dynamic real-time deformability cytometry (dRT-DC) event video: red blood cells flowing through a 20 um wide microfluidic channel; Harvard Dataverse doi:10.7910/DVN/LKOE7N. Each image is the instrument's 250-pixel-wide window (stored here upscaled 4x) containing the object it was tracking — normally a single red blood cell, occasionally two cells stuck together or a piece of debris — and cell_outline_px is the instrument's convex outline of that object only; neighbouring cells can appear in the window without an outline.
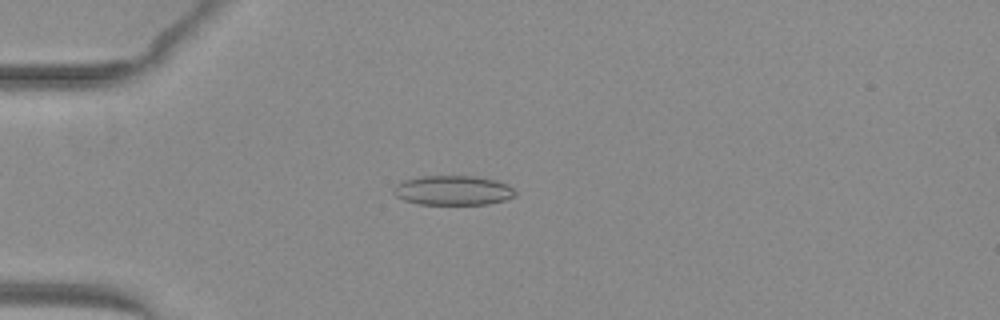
{"species": "common noctule bat (a hibernating species)", "species_latin": "Nyctalus noctula", "temperature_condition": "warm", "stored_images_in_passage": 50, "camera_frame_rate_fps": 3000, "um_per_image_px": 0.085, "animal": {"sex": "female", "body_mass_g": 29.2, "forearm_length_mm": 56.3}, "frame": {"image": 1, "passage_image": 13, "time_ms": 4.0, "image_size_px": [1000, 320], "cell_outline_px": [[516, 196], [504, 200], [488, 204], [420, 204], [404, 200], [396, 196], [392, 192], [392, 188], [396, 184], [404, 180], [424, 176], [476, 176], [496, 180], [508, 184], [516, 192]], "centroid_in_image_um": [38.51, 16.18], "position_along_channel_um": 46.5, "area_um2": 21.04}}
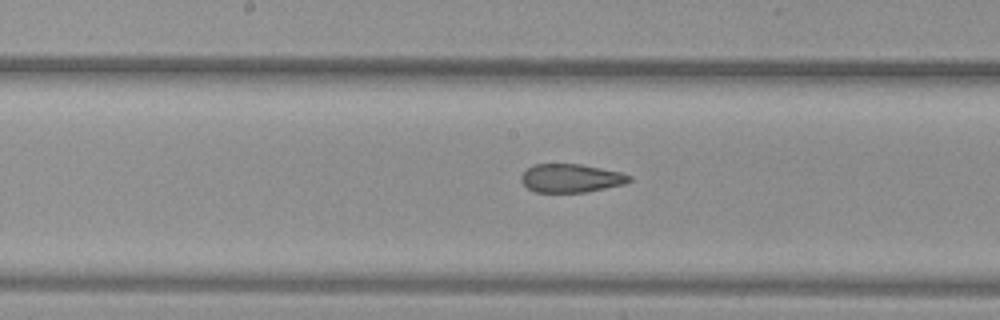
{"frame": {"image": 2, "passage_image": 26, "time_ms": 8.333, "image_size_px": [1000, 320], "cell_outline_px": [[632, 180], [624, 184], [584, 192], [536, 192], [528, 188], [520, 180], [520, 176], [532, 164], [580, 164], [620, 172], [632, 176]], "centroid_in_image_um": [48.52, 15.14], "position_along_channel_um": 199.7, "area_um2": 17.8}}
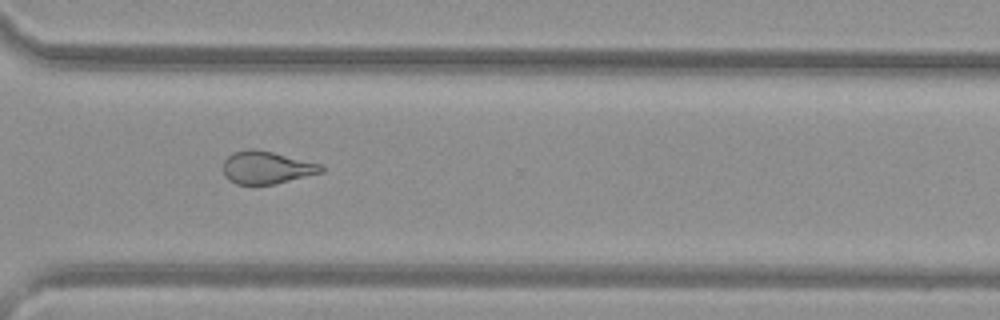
{"frame": {"image": 3, "passage_image": 37, "time_ms": 12.0, "image_size_px": [1000, 320], "cell_outline_px": [[324, 172], [276, 184], [236, 184], [228, 180], [224, 176], [224, 160], [232, 152], [248, 148], [256, 148], [320, 164], [324, 168]], "centroid_in_image_um": [22.64, 14.24], "position_along_channel_um": 348.0, "area_um2": 18.73}, "authors_computed_cell_mechanics": {"area_um2": 20.7213, "velocity_mm_per_s": 4.058, "shape_relaxation_time_tau1_ms": null, "shape_relaxation_time_tau2_ms": 1.7997, "deformation_change_tau1": null, "deformation_change_tau2": 0.1017}}